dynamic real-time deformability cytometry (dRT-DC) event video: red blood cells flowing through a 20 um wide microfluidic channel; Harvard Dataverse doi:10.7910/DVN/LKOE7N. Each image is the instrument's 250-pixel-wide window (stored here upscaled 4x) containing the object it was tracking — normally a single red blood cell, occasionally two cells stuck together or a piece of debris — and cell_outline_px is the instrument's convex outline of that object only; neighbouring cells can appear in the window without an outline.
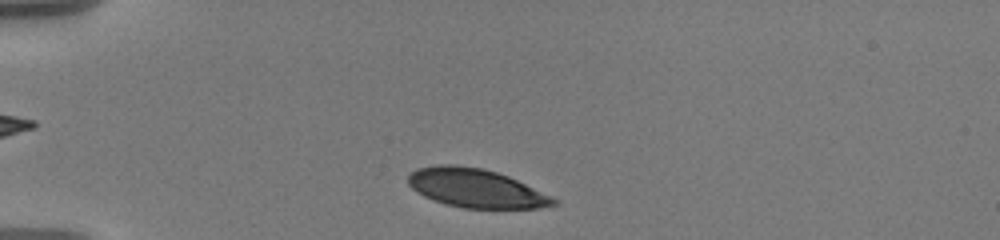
{"species": "human", "species_latin": "Homo sapiens", "temperature_condition": "warm", "stored_images_in_passage": 45, "camera_frame_rate_fps": 3000, "um_per_image_px": 0.085, "donor": {"sex": "male"}, "frame": {"image": 1, "passage_image": 3, "time_ms": 0.667, "image_size_px": [1000, 240], "cell_outline_px": [[560, 200], [556, 204], [540, 208], [464, 208], [444, 204], [432, 200], [416, 192], [408, 184], [408, 176], [416, 168], [440, 164], [456, 164], [480, 168], [496, 172], [508, 176], [552, 196]], "centroid_in_image_um": [40.43, 16.0], "position_along_channel_um": 44.6, "area_um2": 32.89}}
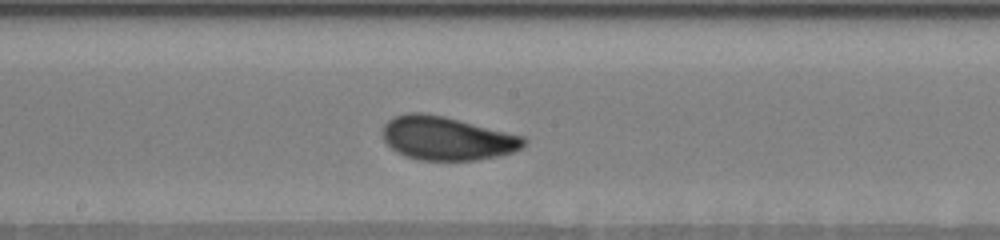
{"frame": {"image": 2, "passage_image": 20, "time_ms": 6.333, "image_size_px": [1000, 240], "cell_outline_px": [[528, 140], [520, 148], [512, 152], [496, 156], [472, 160], [420, 160], [404, 156], [396, 152], [384, 140], [384, 124], [388, 120], [396, 116], [408, 112], [424, 112], [444, 116], [524, 136]], "centroid_in_image_um": [37.97, 11.75], "position_along_channel_um": 210.2, "area_um2": 35.66}}
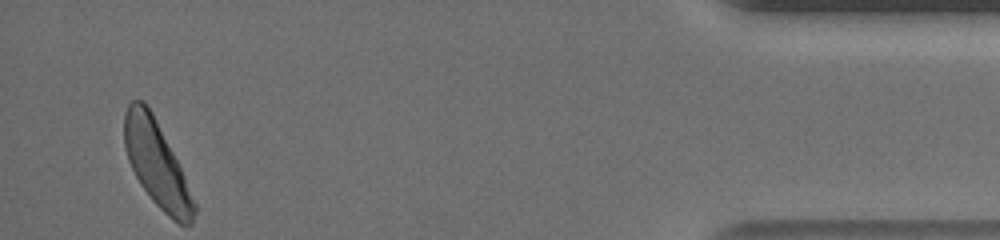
{"frame": {"image": 3, "passage_image": 43, "time_ms": 14.0, "image_size_px": [1000, 240], "cell_outline_px": [[196, 212], [192, 224], [180, 224], [172, 220], [152, 200], [140, 184], [128, 160], [124, 148], [124, 116], [128, 104], [132, 100], [144, 100], [152, 112], [184, 176], [196, 204]], "centroid_in_image_um": [13.3, 13.94], "position_along_channel_um": 421.9, "area_um2": 34.22}, "authors_computed_cell_mechanics": {"area_um2": 34.5644, "velocity_mm_per_s": 3.5691, "shape_relaxation_time_tau1_ms": 3.0878, "shape_relaxation_time_tau2_ms": null, "deformation_change_tau1": 0.1306, "deformation_change_tau2": null}}